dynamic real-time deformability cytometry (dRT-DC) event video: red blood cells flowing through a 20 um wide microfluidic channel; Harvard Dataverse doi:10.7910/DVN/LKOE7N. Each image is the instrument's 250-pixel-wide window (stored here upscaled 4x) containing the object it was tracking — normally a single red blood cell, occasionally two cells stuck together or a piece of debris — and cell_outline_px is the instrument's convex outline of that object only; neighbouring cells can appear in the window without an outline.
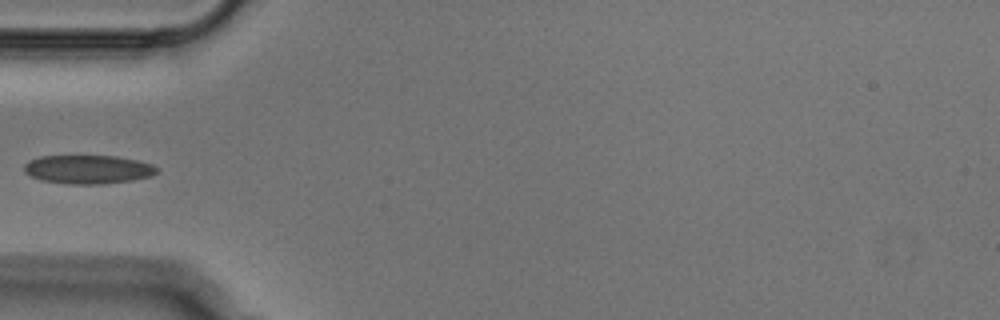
{"species": "Egyptian fruit bat (a non-hibernating species)", "species_latin": "Rousettus aegyptiacus", "temperature_condition": "cold", "stored_images_in_passage": 36, "camera_frame_rate_fps": 3000, "um_per_image_px": 0.085, "animal": {"sex": "male"}, "frame": {"image": 1, "passage_image": 1, "time_ms": 0.0, "image_size_px": [1000, 320], "cell_outline_px": [[160, 172], [152, 176], [132, 180], [100, 184], [68, 184], [40, 180], [24, 172], [24, 164], [28, 160], [40, 156], [116, 156], [136, 160], [152, 164], [160, 168]], "centroid_in_image_um": [7.5, 14.4], "position_along_channel_um": 77.5, "area_um2": 22.37}}
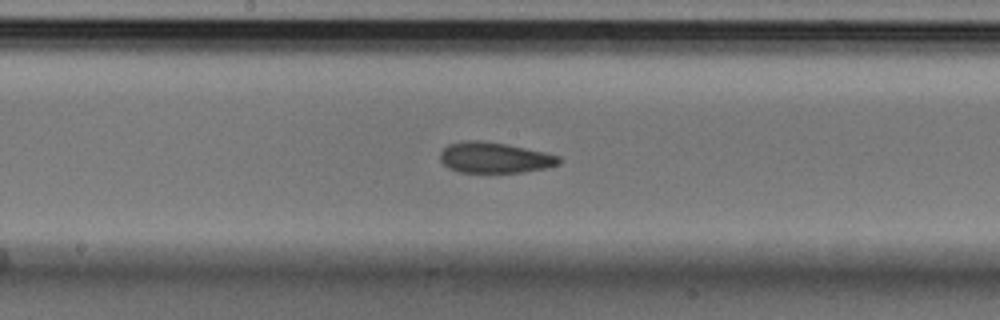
{"frame": {"image": 2, "passage_image": 11, "time_ms": 3.333, "image_size_px": [1000, 320], "cell_outline_px": [[560, 164], [548, 168], [524, 172], [456, 172], [448, 168], [440, 160], [440, 152], [448, 144], [464, 140], [480, 140], [508, 144], [544, 152], [560, 156]], "centroid_in_image_um": [42.03, 13.4], "position_along_channel_um": 206.2, "area_um2": 21.5}}
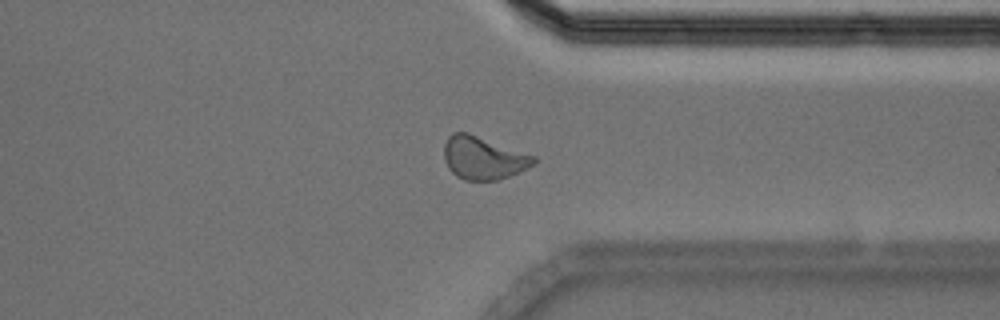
{"frame": {"image": 3, "passage_image": 24, "time_ms": 7.667, "image_size_px": [1000, 320], "cell_outline_px": [[536, 164], [520, 172], [496, 180], [464, 180], [456, 176], [448, 168], [444, 160], [444, 144], [448, 136], [452, 132], [468, 132], [536, 156]], "centroid_in_image_um": [41.08, 13.42], "position_along_channel_um": 370.3, "area_um2": 22.6}}